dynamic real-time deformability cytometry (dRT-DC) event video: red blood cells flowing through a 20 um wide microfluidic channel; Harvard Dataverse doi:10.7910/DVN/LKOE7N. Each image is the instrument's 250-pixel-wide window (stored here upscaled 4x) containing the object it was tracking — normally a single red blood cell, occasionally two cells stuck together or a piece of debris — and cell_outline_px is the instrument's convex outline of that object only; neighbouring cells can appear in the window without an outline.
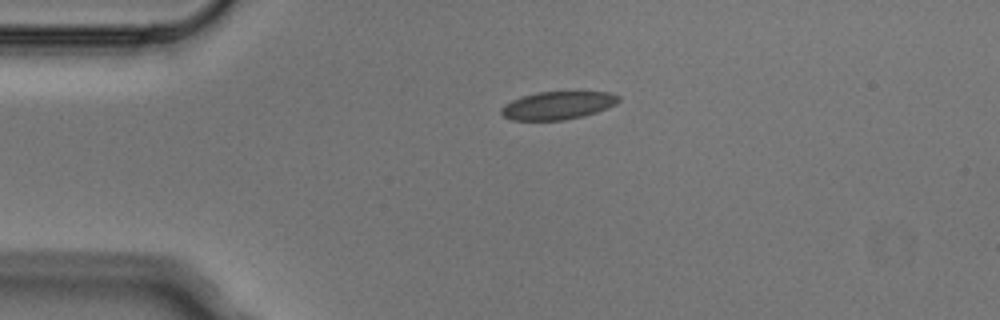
{"species": "Egyptian fruit bat (a non-hibernating species)", "species_latin": "Rousettus aegyptiacus", "temperature_condition": "cold", "stored_images_in_passage": 3, "segment_of_instrument_passage": [1, 2], "camera_frame_rate_fps": 3000, "um_per_image_px": 0.085, "animal": {"sex": "male"}, "frame": {"image": 1, "passage_image": 1, "time_ms": 0.0, "image_size_px": [1000, 320], "cell_outline_px": [[620, 100], [616, 104], [608, 108], [584, 116], [564, 120], [512, 120], [504, 116], [500, 112], [500, 108], [504, 104], [512, 100], [536, 92], [612, 92], [620, 96]], "centroid_in_image_um": [47.43, 8.96], "position_along_channel_um": 37.6, "area_um2": 19.19}}